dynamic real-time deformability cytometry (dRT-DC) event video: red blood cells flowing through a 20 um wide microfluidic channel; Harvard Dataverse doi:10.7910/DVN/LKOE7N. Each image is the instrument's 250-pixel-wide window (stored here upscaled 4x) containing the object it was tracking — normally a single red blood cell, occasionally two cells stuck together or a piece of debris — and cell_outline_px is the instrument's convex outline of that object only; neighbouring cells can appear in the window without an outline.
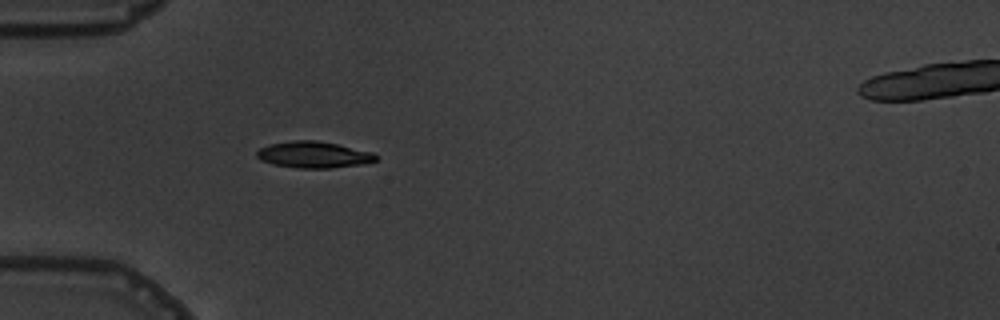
{"species": "common noctule bat (a hibernating species)", "species_latin": "Nyctalus noctula", "temperature_condition": "warm", "stored_images_in_passage": 1, "camera_frame_rate_fps": 3000, "um_per_image_px": 0.085, "animal": {"sex": "male", "body_mass_g": 19.5, "forearm_length_mm": 54.6}, "frame": {"image": 1, "passage_image": 1, "time_ms": 0.0, "image_size_px": [1000, 320], "cell_outline_px": [[376, 160], [364, 164], [328, 168], [300, 168], [272, 164], [260, 160], [256, 156], [256, 152], [260, 148], [268, 144], [292, 140], [316, 140], [336, 144], [372, 152], [376, 156]], "centroid_in_image_um": [26.61, 13.14], "position_along_channel_um": 58.4, "area_um2": 18.26}}